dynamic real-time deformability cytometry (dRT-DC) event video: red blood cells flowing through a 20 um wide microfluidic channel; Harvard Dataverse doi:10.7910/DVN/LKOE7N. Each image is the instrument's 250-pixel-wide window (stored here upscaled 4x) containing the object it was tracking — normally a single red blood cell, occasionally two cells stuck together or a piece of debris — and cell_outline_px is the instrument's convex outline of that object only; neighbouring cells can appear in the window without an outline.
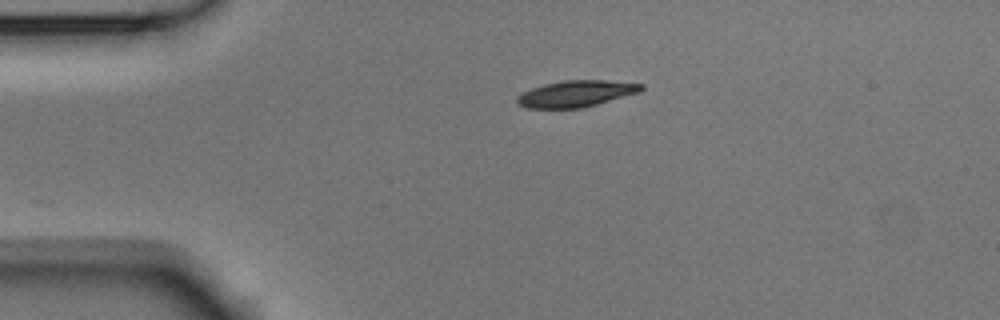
{"species": "Egyptian fruit bat (a non-hibernating species)", "species_latin": "Rousettus aegyptiacus", "temperature_condition": "room temperature", "stored_images_in_passage": 18, "camera_frame_rate_fps": 3000, "um_per_image_px": 0.085, "animal": {"sex": "male"}, "frame": {"image": 1, "passage_image": 1, "time_ms": 0.0, "image_size_px": [1000, 320], "cell_outline_px": [[644, 88], [640, 92], [596, 104], [580, 108], [528, 108], [516, 104], [516, 96], [532, 88], [544, 84], [564, 80], [608, 80], [644, 84]], "centroid_in_image_um": [48.96, 7.96], "position_along_channel_um": 36.0, "area_um2": 19.07}}
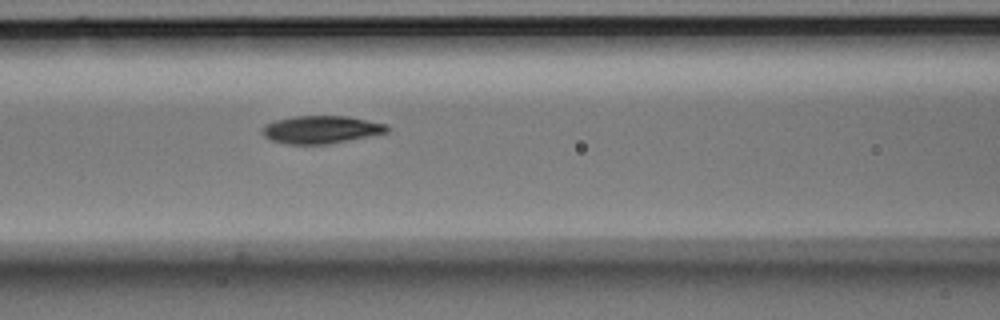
{"frame": {"image": 2, "passage_image": 12, "time_ms": 3.667, "image_size_px": [1000, 320], "cell_outline_px": [[388, 132], [328, 144], [288, 144], [272, 140], [264, 136], [260, 132], [260, 128], [264, 124], [276, 120], [292, 116], [348, 116], [388, 124]], "centroid_in_image_um": [27.25, 11.0], "position_along_channel_um": 139.3, "area_um2": 20.23}}
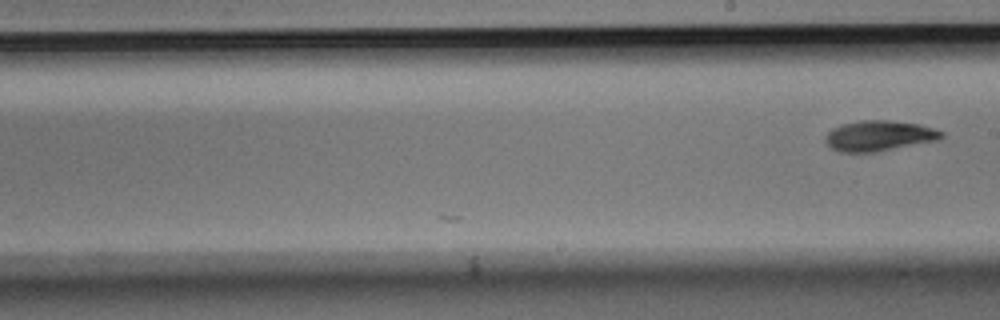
{"frame": {"image": 3, "passage_image": 18, "time_ms": 5.667, "image_size_px": [1000, 320], "cell_outline_px": [[944, 136], [940, 140], [876, 152], [840, 152], [832, 148], [828, 144], [824, 136], [832, 128], [840, 124], [860, 120], [888, 120], [920, 124], [936, 128], [944, 132]], "centroid_in_image_um": [74.76, 11.53], "position_along_channel_um": 214.2, "area_um2": 20.87}}